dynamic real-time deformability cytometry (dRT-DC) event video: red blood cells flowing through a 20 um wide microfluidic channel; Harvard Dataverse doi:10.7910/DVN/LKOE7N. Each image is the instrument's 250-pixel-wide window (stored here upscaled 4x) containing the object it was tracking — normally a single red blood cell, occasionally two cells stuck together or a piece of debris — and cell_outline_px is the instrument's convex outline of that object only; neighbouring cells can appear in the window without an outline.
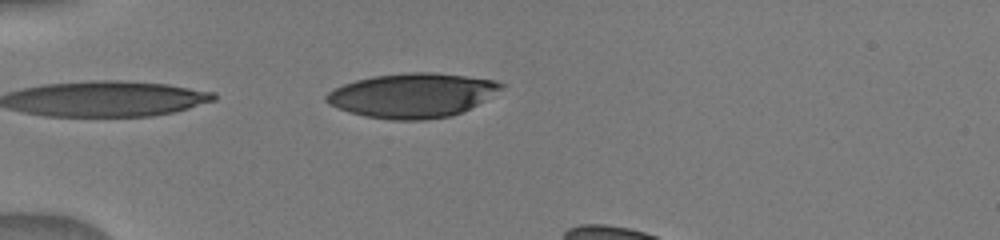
{"species": "human", "species_latin": "Homo sapiens", "temperature_condition": "warm", "stored_images_in_passage": 7, "camera_frame_rate_fps": 3000, "um_per_image_px": 0.085, "donor": {"sex": "male"}, "frame": {"image": 1, "passage_image": 1, "time_ms": 0.0, "image_size_px": [1000, 240], "cell_outline_px": [[504, 84], [500, 88], [476, 104], [452, 116], [424, 120], [392, 120], [364, 116], [348, 112], [328, 104], [324, 100], [324, 96], [328, 92], [344, 84], [356, 80], [372, 76], [404, 72], [432, 72], [468, 76], [496, 80]], "centroid_in_image_um": [34.97, 8.1], "position_along_channel_um": 50.0, "area_um2": 44.97}}
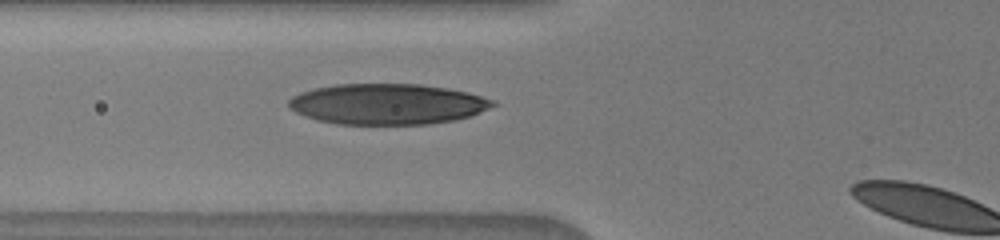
{"frame": {"image": 2, "passage_image": 6, "time_ms": 1.667, "image_size_px": [1000, 240], "cell_outline_px": [[496, 104], [480, 112], [456, 120], [428, 124], [336, 124], [316, 120], [296, 112], [288, 104], [288, 100], [292, 96], [300, 92], [316, 88], [336, 84], [420, 84], [448, 88], [468, 92], [492, 100]], "centroid_in_image_um": [32.91, 8.84], "position_along_channel_um": 92.9, "area_um2": 48.26}}